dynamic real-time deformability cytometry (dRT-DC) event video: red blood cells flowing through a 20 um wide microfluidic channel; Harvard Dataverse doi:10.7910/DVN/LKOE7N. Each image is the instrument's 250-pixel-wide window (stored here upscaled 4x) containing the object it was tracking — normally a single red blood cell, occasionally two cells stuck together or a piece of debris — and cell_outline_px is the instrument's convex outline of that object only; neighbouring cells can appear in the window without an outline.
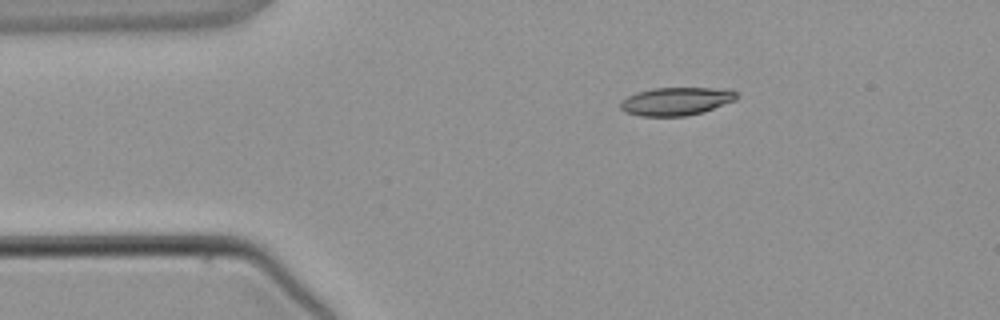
{"species": "common noctule bat (a hibernating species)", "species_latin": "Nyctalus noctula", "temperature_condition": "warm", "stored_images_in_passage": 3, "camera_frame_rate_fps": 3000, "um_per_image_px": 0.085, "animal": {"sex": "male", "body_mass_g": 21.5, "forearm_length_mm": 52.0}, "frame": {"image": 1, "passage_image": 3, "time_ms": 2.333, "image_size_px": [1000, 320], "cell_outline_px": [[740, 96], [736, 100], [704, 112], [684, 116], [640, 116], [624, 112], [620, 108], [620, 100], [636, 92], [652, 88], [732, 88]], "centroid_in_image_um": [57.5, 8.6], "position_along_channel_um": 27.5, "area_um2": 19.36}}